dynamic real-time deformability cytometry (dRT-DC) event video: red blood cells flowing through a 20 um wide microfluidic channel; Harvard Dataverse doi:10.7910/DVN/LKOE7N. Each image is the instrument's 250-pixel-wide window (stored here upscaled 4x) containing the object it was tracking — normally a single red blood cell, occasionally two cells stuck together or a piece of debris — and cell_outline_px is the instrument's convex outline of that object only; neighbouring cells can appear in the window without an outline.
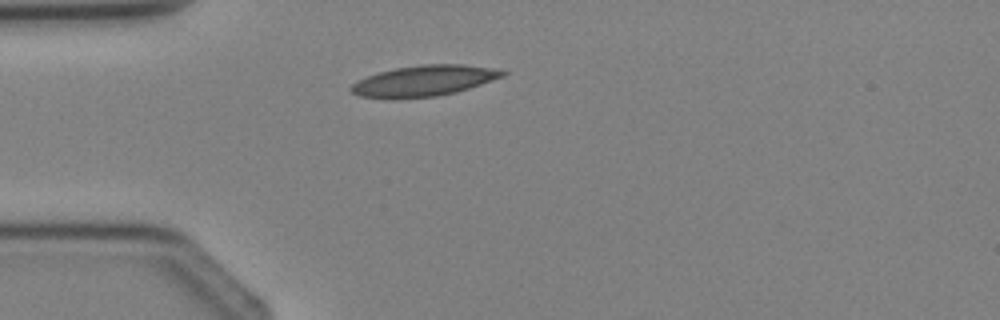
{"species": "Egyptian fruit bat (a non-hibernating species)", "species_latin": "Rousettus aegyptiacus", "temperature_condition": "cold", "stored_images_in_passage": 1, "camera_frame_rate_fps": 3000, "um_per_image_px": 0.085, "animal": {"sex": "female"}, "frame": {"image": 1, "passage_image": 1, "time_ms": 0.0, "image_size_px": [1000, 320], "cell_outline_px": [[508, 72], [504, 76], [456, 92], [436, 96], [360, 96], [352, 92], [348, 88], [352, 84], [368, 76], [380, 72], [396, 68], [420, 64], [464, 64], [500, 68]], "centroid_in_image_um": [36.16, 6.81], "position_along_channel_um": 48.8, "area_um2": 26.36}}